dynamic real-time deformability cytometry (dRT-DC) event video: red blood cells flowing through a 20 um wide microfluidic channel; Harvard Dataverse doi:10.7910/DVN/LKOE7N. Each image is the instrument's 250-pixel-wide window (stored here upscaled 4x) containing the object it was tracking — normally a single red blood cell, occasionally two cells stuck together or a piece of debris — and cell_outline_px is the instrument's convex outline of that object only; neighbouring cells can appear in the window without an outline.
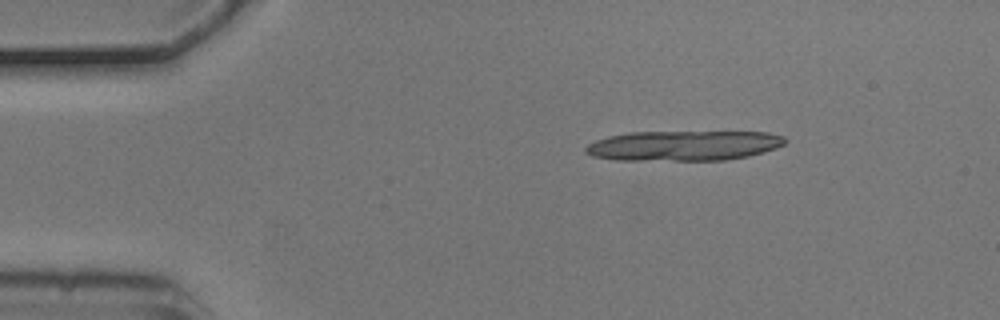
{"species": "common noctule bat (a hibernating species)", "species_latin": "Nyctalus noctula", "temperature_condition": "cold", "stored_images_in_passage": 5, "camera_frame_rate_fps": 3000, "um_per_image_px": 0.085, "animal": {"sex": "male", "body_mass_g": 20.5, "forearm_length_mm": 52.5}, "frame": {"image": 1, "passage_image": 2, "time_ms": 0.333, "image_size_px": [1000, 320], "cell_outline_px": [[788, 140], [784, 144], [776, 148], [748, 156], [724, 160], [616, 160], [592, 156], [584, 152], [584, 148], [588, 144], [596, 140], [608, 136], [628, 132], [768, 132], [784, 136]], "centroid_in_image_um": [58.09, 12.38], "position_along_channel_um": 26.9, "area_um2": 35.08}}